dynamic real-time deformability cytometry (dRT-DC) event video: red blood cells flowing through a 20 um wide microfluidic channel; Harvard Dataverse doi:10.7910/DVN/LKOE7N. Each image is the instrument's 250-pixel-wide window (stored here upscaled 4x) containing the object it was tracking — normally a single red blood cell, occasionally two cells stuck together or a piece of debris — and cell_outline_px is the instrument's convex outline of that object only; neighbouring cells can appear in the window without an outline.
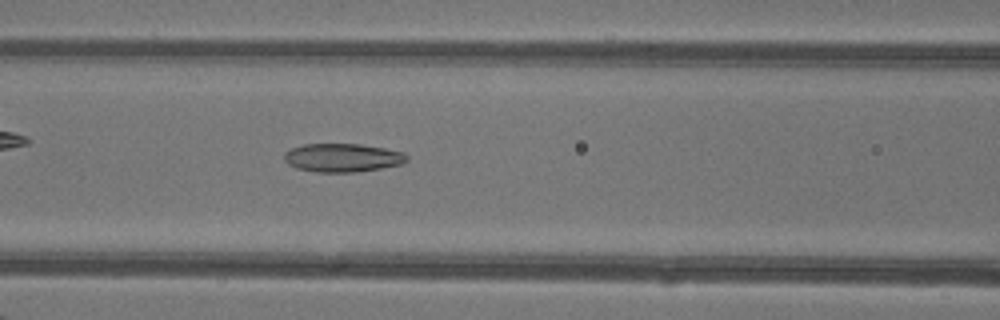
{"species": "common noctule bat (a hibernating species)", "species_latin": "Nyctalus noctula", "temperature_condition": "warm", "stored_images_in_passage": 45, "camera_frame_rate_fps": 3000, "um_per_image_px": 0.085, "animal": {"sex": "female"}, "frame": {"image": 1, "passage_image": 19, "time_ms": 6.0, "image_size_px": [1000, 320], "cell_outline_px": [[408, 160], [400, 164], [380, 168], [356, 172], [316, 172], [296, 168], [288, 164], [284, 160], [284, 152], [292, 148], [304, 144], [360, 144], [384, 148], [404, 152], [408, 156]], "centroid_in_image_um": [29.1, 13.4], "position_along_channel_um": 137.5, "area_um2": 20.35}}
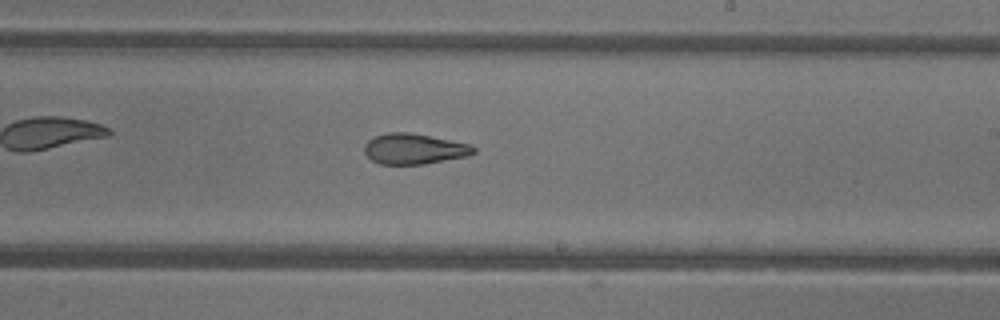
{"frame": {"image": 2, "passage_image": 27, "time_ms": 8.667, "image_size_px": [1000, 320], "cell_outline_px": [[476, 152], [468, 156], [424, 164], [380, 164], [372, 160], [364, 152], [364, 144], [368, 140], [376, 136], [388, 132], [408, 132], [472, 144], [476, 148]], "centroid_in_image_um": [35.22, 12.65], "position_along_channel_um": 253.8, "area_um2": 19.48}}
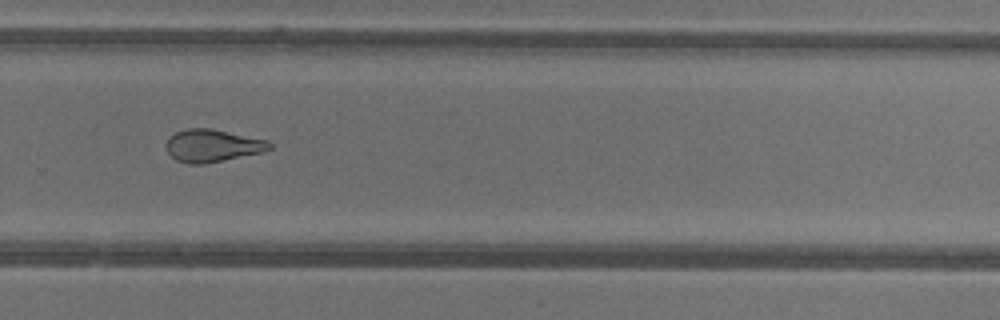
{"frame": {"image": 3, "passage_image": 31, "time_ms": 10.0, "image_size_px": [1000, 320], "cell_outline_px": [[272, 148], [264, 152], [204, 164], [188, 164], [176, 160], [168, 152], [164, 144], [176, 132], [188, 128], [212, 128], [268, 140], [272, 144]], "centroid_in_image_um": [18.08, 12.38], "position_along_channel_um": 311.7, "area_um2": 19.71}, "authors_computed_cell_mechanics": {"area_um2": 21.964, "velocity_mm_per_s": 4.3671, "shape_relaxation_time_tau1_ms": null, "shape_relaxation_time_tau2_ms": 2.4802, "deformation_change_tau1": null, "deformation_change_tau2": 0.1062}}